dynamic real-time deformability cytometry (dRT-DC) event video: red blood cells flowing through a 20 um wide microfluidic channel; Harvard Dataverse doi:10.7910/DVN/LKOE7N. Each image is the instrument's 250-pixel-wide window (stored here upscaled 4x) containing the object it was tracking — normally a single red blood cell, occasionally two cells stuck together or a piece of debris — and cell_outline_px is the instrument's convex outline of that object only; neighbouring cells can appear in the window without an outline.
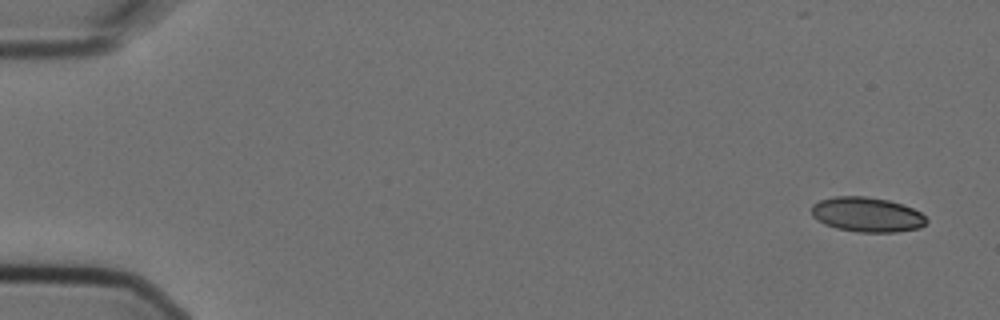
{"species": "Egyptian fruit bat (a non-hibernating species)", "species_latin": "Rousettus aegyptiacus", "temperature_condition": "cold", "stored_images_in_passage": 5, "camera_frame_rate_fps": 3000, "um_per_image_px": 0.085, "animal": {"sex": "female"}, "frame": {"image": 1, "passage_image": 1, "time_ms": 0.0, "image_size_px": [1000, 320], "cell_outline_px": [[928, 220], [920, 228], [896, 232], [856, 232], [836, 228], [824, 224], [816, 220], [812, 216], [812, 204], [820, 200], [836, 196], [864, 196], [888, 200], [904, 204], [920, 212]], "centroid_in_image_um": [73.68, 18.24], "position_along_channel_um": 11.3, "area_um2": 23.41}}
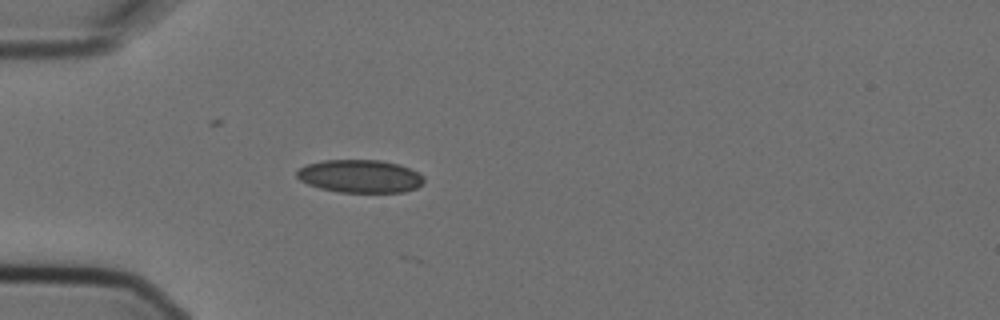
{"frame": {"image": 2, "passage_image": 5, "time_ms": 1.333, "image_size_px": [1000, 320], "cell_outline_px": [[424, 180], [416, 188], [404, 192], [340, 192], [320, 188], [308, 184], [300, 180], [296, 176], [296, 172], [300, 168], [308, 164], [324, 160], [380, 160], [400, 164], [424, 176]], "centroid_in_image_um": [30.6, 14.98], "position_along_channel_um": 54.4, "area_um2": 24.28}}